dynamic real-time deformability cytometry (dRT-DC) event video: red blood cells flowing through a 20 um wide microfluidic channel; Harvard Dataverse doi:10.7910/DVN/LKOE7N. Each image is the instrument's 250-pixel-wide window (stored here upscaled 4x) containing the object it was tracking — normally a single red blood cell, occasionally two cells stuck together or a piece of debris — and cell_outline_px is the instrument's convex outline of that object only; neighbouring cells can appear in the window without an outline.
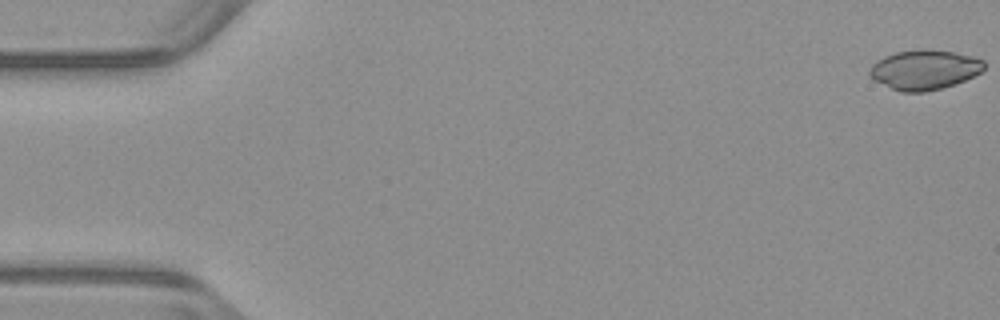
{"species": "common noctule bat (a hibernating species)", "species_latin": "Nyctalus noctula", "temperature_condition": "warm", "stored_images_in_passage": 53, "camera_frame_rate_fps": 3000, "um_per_image_px": 0.085, "animal": {"sex": "male", "body_mass_g": 23.1, "forearm_length_mm": 52.7}, "frame": {"image": 1, "passage_image": 1, "time_ms": 0.0, "image_size_px": [1000, 320], "cell_outline_px": [[984, 68], [980, 72], [956, 84], [924, 92], [900, 92], [872, 80], [868, 76], [868, 72], [872, 64], [876, 60], [884, 56], [896, 52], [924, 48], [956, 52], [972, 56], [984, 60]], "centroid_in_image_um": [78.53, 5.92], "position_along_channel_um": 6.5, "area_um2": 26.76}}
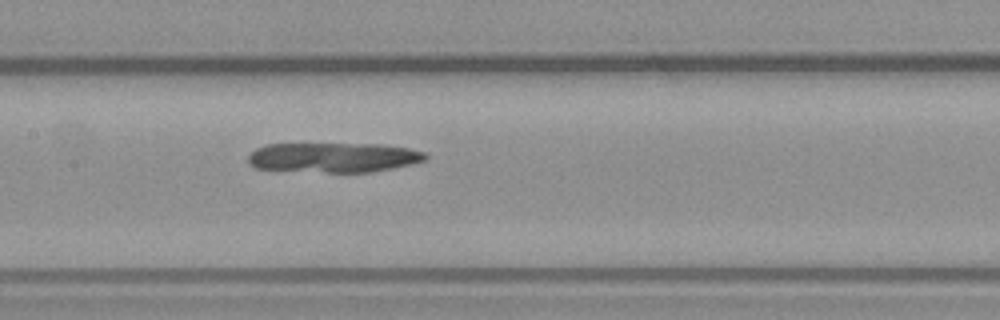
{"frame": {"image": 2, "passage_image": 26, "time_ms": 8.333, "image_size_px": [1000, 320], "cell_outline_px": [[428, 156], [424, 160], [392, 168], [372, 172], [324, 172], [256, 168], [248, 164], [248, 156], [256, 148], [268, 144], [384, 144], [408, 148], [424, 152]], "centroid_in_image_um": [28.33, 13.38], "position_along_channel_um": 179.1, "area_um2": 30.58}}
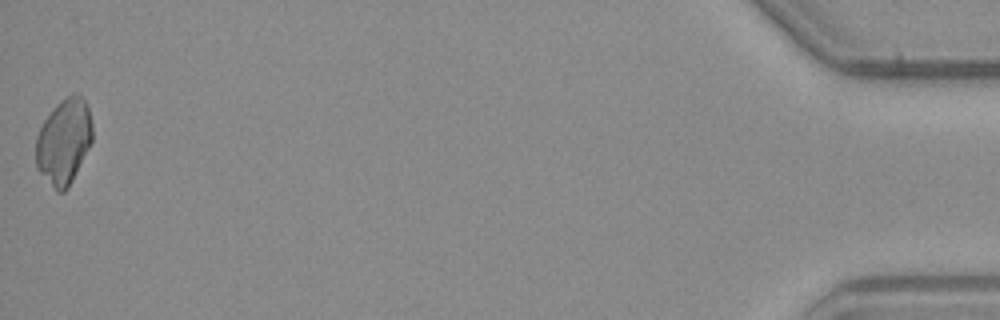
{"frame": {"image": 3, "passage_image": 53, "time_ms": 17.333, "image_size_px": [1000, 320], "cell_outline_px": [[92, 140], [68, 188], [64, 192], [56, 192], [36, 168], [36, 136], [44, 120], [56, 104], [60, 100], [72, 92], [80, 92], [88, 108], [92, 124]], "centroid_in_image_um": [5.42, 12.0], "position_along_channel_um": 429.8, "area_um2": 28.21}}